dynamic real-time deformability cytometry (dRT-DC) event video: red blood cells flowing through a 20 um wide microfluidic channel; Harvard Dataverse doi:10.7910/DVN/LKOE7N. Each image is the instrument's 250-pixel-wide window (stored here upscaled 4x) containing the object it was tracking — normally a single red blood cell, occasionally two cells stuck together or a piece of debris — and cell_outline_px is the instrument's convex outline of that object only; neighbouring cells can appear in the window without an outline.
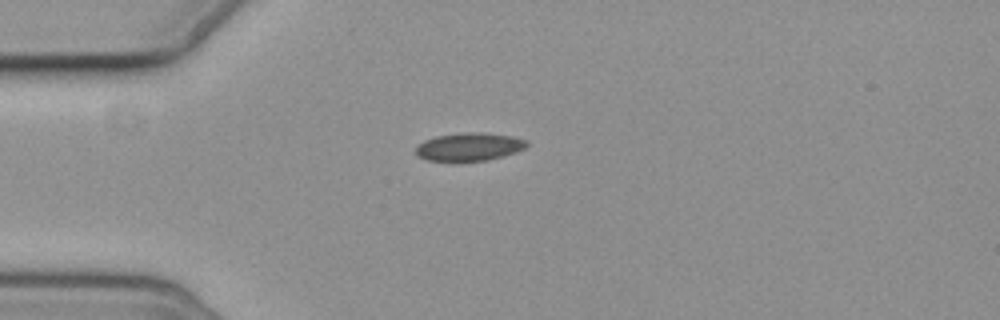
{"species": "common noctule bat (a hibernating species)", "species_latin": "Nyctalus noctula", "temperature_condition": "cold", "stored_images_in_passage": 5, "camera_frame_rate_fps": 3000, "um_per_image_px": 0.085, "animal": {"sex": "female", "body_mass_g": 19.3, "forearm_length_mm": 54.1}, "frame": {"image": 1, "passage_image": 1, "time_ms": 0.0, "image_size_px": [1000, 320], "cell_outline_px": [[528, 144], [524, 148], [516, 152], [488, 160], [428, 160], [416, 156], [416, 148], [424, 140], [436, 136], [468, 132], [480, 132], [512, 136], [528, 140]], "centroid_in_image_um": [39.9, 12.46], "position_along_channel_um": 45.1, "area_um2": 17.86}}
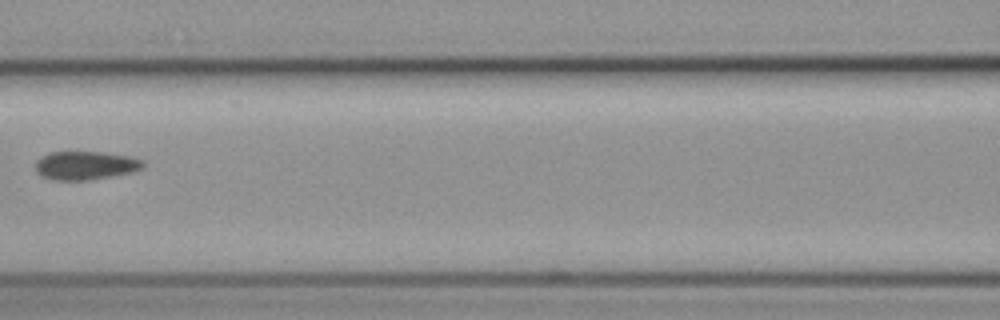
{"frame": {"image": 2, "passage_image": 4, "time_ms": 3.667, "image_size_px": [1000, 320], "cell_outline_px": [[144, 164], [140, 168], [132, 172], [88, 180], [52, 180], [40, 176], [36, 172], [36, 160], [40, 156], [48, 152], [104, 152], [128, 156], [140, 160]], "centroid_in_image_um": [7.17, 14.06], "position_along_channel_um": 159.4, "area_um2": 17.8}}
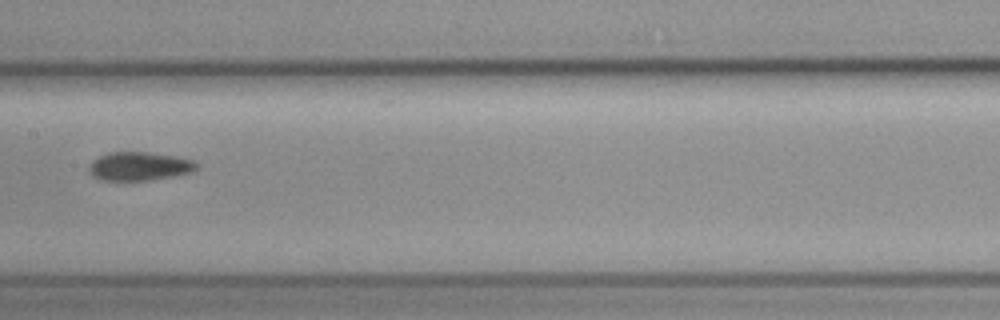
{"frame": {"image": 3, "passage_image": 5, "time_ms": 4.667, "image_size_px": [1000, 320], "cell_outline_px": [[200, 168], [192, 172], [152, 180], [100, 180], [92, 176], [88, 172], [88, 164], [92, 160], [108, 152], [148, 152], [176, 156], [196, 160], [200, 164]], "centroid_in_image_um": [11.87, 14.13], "position_along_channel_um": 195.5, "area_um2": 18.32}}